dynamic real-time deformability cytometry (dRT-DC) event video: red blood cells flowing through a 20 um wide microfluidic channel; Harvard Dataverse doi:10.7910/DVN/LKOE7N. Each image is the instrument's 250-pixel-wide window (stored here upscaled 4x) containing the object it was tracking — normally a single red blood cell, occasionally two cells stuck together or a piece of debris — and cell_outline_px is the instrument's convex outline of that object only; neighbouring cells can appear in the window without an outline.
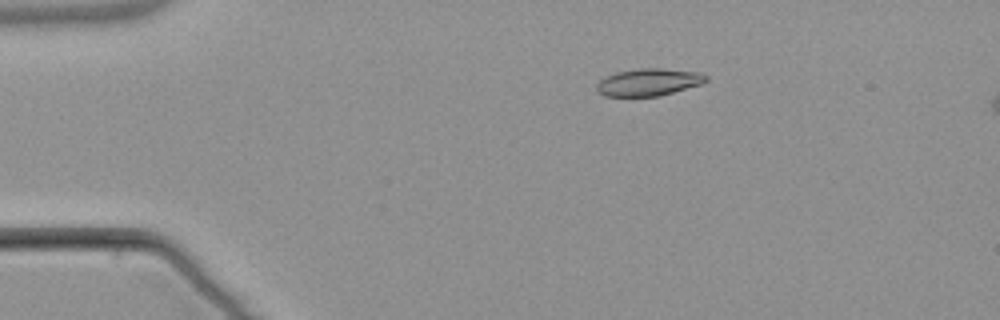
{"species": "common noctule bat (a hibernating species)", "species_latin": "Nyctalus noctula", "temperature_condition": "warm", "stored_images_in_passage": 2, "segment_of_instrument_passage": [1, 2], "camera_frame_rate_fps": 3000, "um_per_image_px": 0.085, "animal": {"sex": "male", "body_mass_g": 21.5, "forearm_length_mm": 52.0}, "frame": {"image": 1, "passage_image": 1, "time_ms": 0.0, "image_size_px": [1000, 320], "cell_outline_px": [[708, 80], [700, 84], [660, 96], [604, 96], [596, 92], [596, 84], [600, 80], [616, 72], [640, 68], [660, 68], [700, 72], [708, 76]], "centroid_in_image_um": [55.12, 6.98], "position_along_channel_um": 29.9, "area_um2": 17.4}}